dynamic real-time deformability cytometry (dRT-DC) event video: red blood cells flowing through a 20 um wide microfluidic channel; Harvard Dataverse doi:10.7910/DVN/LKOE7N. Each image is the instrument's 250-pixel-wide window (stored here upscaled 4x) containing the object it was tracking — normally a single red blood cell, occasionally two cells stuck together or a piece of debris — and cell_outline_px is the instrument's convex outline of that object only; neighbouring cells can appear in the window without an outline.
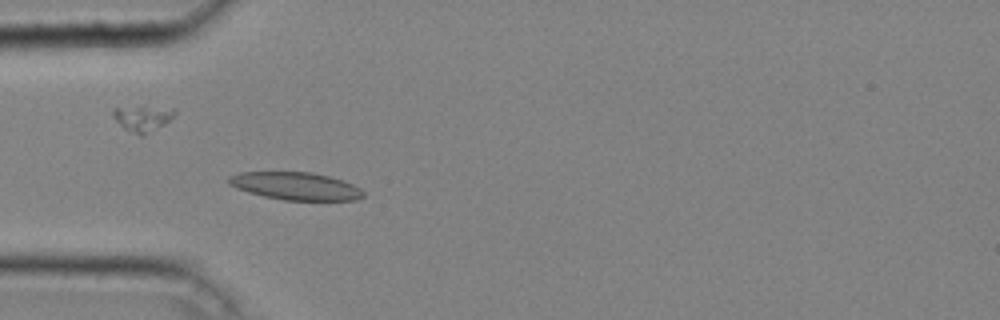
{"species": "common noctule bat (a hibernating species)", "species_latin": "Nyctalus noctula", "temperature_condition": "cold", "stored_images_in_passage": 39, "camera_frame_rate_fps": 3000, "um_per_image_px": 0.085, "animal": {"sex": "male", "body_mass_g": 20.4}, "frame": {"image": 1, "passage_image": 8, "time_ms": 2.333, "image_size_px": [1000, 320], "cell_outline_px": [[364, 196], [356, 200], [284, 200], [264, 196], [248, 192], [236, 188], [228, 184], [228, 176], [240, 172], [312, 172], [344, 180], [360, 188], [364, 192]], "centroid_in_image_um": [25.12, 15.81], "position_along_channel_um": 59.9, "area_um2": 21.73}}
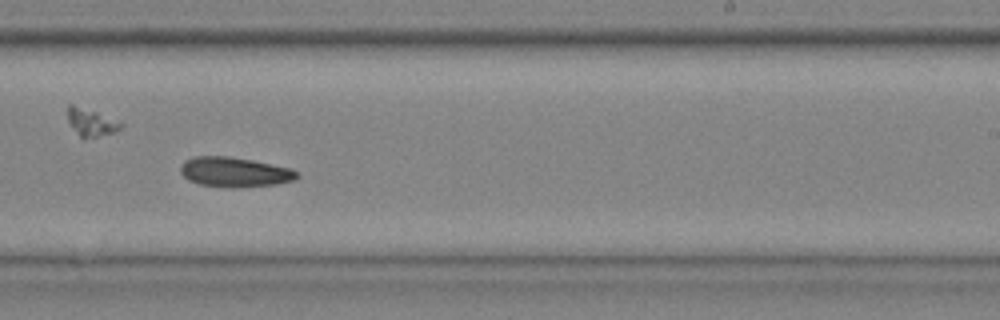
{"frame": {"image": 2, "passage_image": 23, "time_ms": 7.333, "image_size_px": [1000, 320], "cell_outline_px": [[300, 176], [296, 180], [276, 184], [232, 188], [200, 184], [188, 180], [180, 172], [180, 164], [184, 160], [196, 156], [228, 156], [252, 160], [292, 168]], "centroid_in_image_um": [19.94, 14.62], "position_along_channel_um": 269.1, "area_um2": 20.35}}
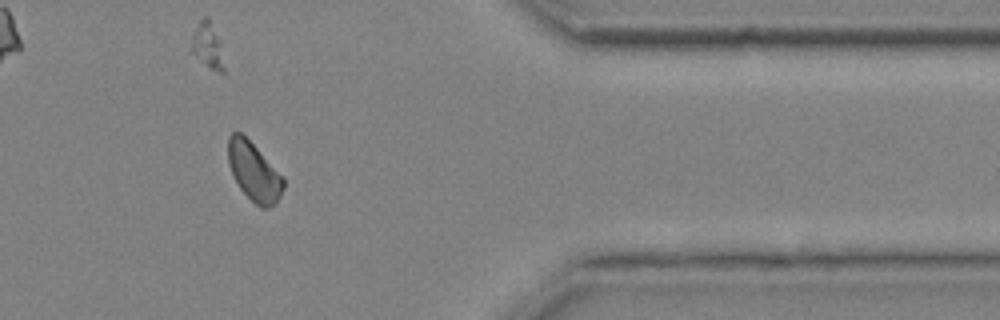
{"frame": {"image": 3, "passage_image": 33, "time_ms": 10.667, "image_size_px": [1000, 320], "cell_outline_px": [[284, 188], [276, 204], [268, 208], [260, 208], [240, 188], [232, 176], [228, 164], [228, 136], [232, 132], [240, 132], [284, 176]], "centroid_in_image_um": [21.59, 14.61], "position_along_channel_um": 389.8, "area_um2": 18.84}, "authors_computed_cell_mechanics": {"area_um2": 20.3456, "velocity_mm_per_s": 4.2438, "shape_relaxation_time_tau1_ms": null, "shape_relaxation_time_tau2_ms": 9.8978, "deformation_change_tau1": null, "deformation_change_tau2": 0.1567}}